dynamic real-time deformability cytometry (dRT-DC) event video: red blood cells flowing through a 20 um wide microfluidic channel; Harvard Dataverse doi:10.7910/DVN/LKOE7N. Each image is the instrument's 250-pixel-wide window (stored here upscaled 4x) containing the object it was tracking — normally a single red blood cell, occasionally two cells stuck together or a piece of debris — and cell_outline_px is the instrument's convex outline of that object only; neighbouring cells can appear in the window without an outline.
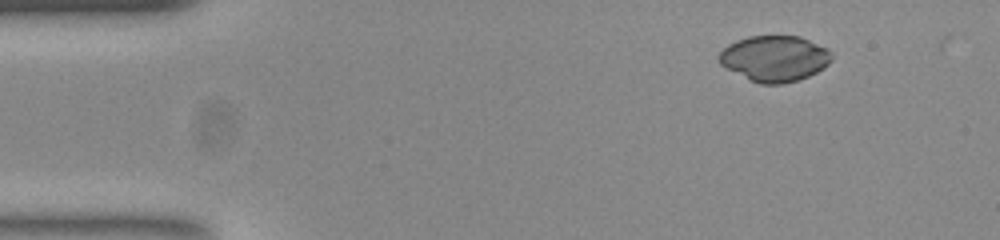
{"species": "common noctule bat (a hibernating species)", "species_latin": "Nyctalus noctula", "temperature_condition": "room temperature", "stored_images_in_passage": 42, "camera_frame_rate_fps": 3000, "um_per_image_px": 0.085, "animal": {"sex": "female", "body_mass_g": 23.0, "forearm_length_mm": 53.4}, "frame": {"image": 1, "passage_image": 1, "time_ms": 0.0, "image_size_px": [1000, 240], "cell_outline_px": [[832, 60], [824, 68], [808, 76], [796, 80], [780, 84], [760, 84], [720, 64], [720, 52], [728, 44], [736, 40], [748, 36], [800, 36], [828, 48], [832, 52]], "centroid_in_image_um": [65.88, 4.95], "position_along_channel_um": 19.1, "area_um2": 29.82}}
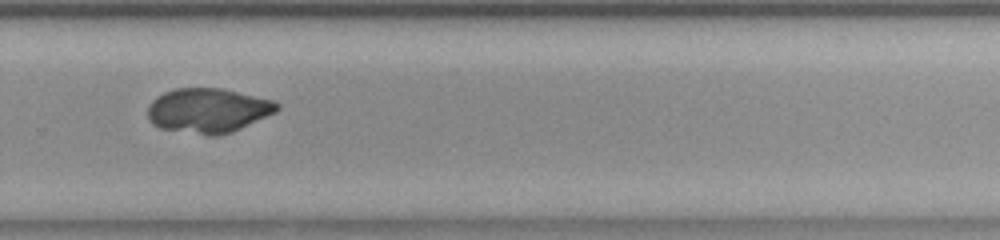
{"frame": {"image": 2, "passage_image": 31, "time_ms": 10.0, "image_size_px": [1000, 240], "cell_outline_px": [[280, 108], [276, 112], [232, 132], [212, 136], [160, 128], [152, 124], [148, 116], [148, 104], [156, 96], [164, 92], [176, 88], [224, 88], [272, 100], [280, 104]], "centroid_in_image_um": [17.68, 9.38], "position_along_channel_um": 312.1, "area_um2": 33.64}}
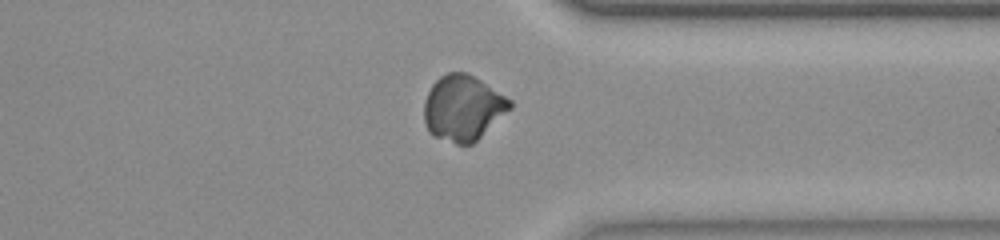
{"frame": {"image": 3, "passage_image": 36, "time_ms": 11.667, "image_size_px": [1000, 240], "cell_outline_px": [[512, 108], [472, 144], [456, 144], [436, 136], [428, 132], [424, 120], [424, 100], [432, 84], [440, 76], [448, 72], [468, 72], [512, 100]], "centroid_in_image_um": [39.34, 9.16], "position_along_channel_um": 372.1, "area_um2": 32.71}}